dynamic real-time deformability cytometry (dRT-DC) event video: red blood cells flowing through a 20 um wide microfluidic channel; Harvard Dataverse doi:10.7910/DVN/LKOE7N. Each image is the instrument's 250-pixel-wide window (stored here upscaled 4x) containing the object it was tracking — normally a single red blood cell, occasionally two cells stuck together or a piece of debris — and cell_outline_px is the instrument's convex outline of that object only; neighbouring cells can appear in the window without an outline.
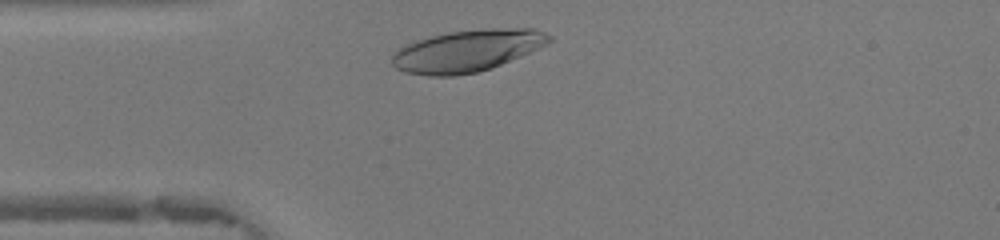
{"species": "human", "species_latin": "Homo sapiens", "temperature_condition": "warm", "stored_images_in_passage": 28, "camera_frame_rate_fps": 3000, "um_per_image_px": 0.085, "donor": {"sex": "female"}, "frame": {"image": 1, "passage_image": 2, "time_ms": 0.333, "image_size_px": [1000, 240], "cell_outline_px": [[552, 40], [548, 44], [492, 68], [476, 72], [452, 76], [428, 76], [404, 72], [396, 68], [392, 64], [392, 56], [400, 48], [416, 40], [448, 32], [484, 28], [532, 28], [544, 32], [552, 36]], "centroid_in_image_um": [39.73, 4.31], "position_along_channel_um": 45.3, "area_um2": 38.26}}
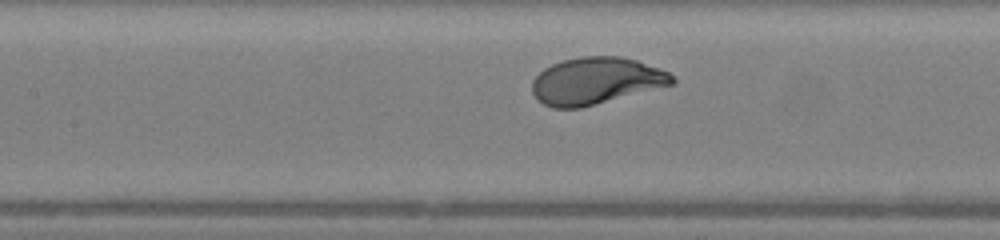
{"frame": {"image": 2, "passage_image": 11, "time_ms": 3.333, "image_size_px": [1000, 240], "cell_outline_px": [[676, 84], [580, 108], [552, 108], [536, 100], [532, 92], [532, 80], [544, 68], [552, 64], [564, 60], [580, 56], [620, 56], [636, 60], [668, 72], [676, 80]], "centroid_in_image_um": [50.64, 6.88], "position_along_channel_um": 156.8, "area_um2": 38.38}}
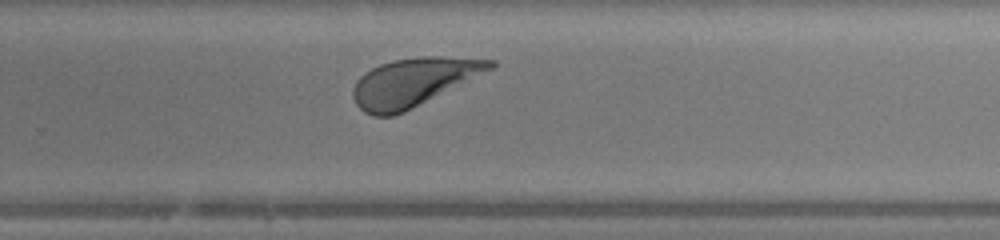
{"frame": {"image": 3, "passage_image": 21, "time_ms": 6.667, "image_size_px": [1000, 240], "cell_outline_px": [[496, 64], [492, 68], [404, 112], [392, 116], [372, 116], [364, 112], [356, 104], [352, 96], [352, 88], [356, 80], [364, 72], [380, 64], [392, 60], [420, 56], [440, 56], [496, 60]], "centroid_in_image_um": [35.06, 6.98], "position_along_channel_um": 294.7, "area_um2": 38.15}, "authors_computed_cell_mechanics": {"area_um2": 38.2058, "velocity_mm_per_s": 4.1504, "shape_relaxation_time_tau1_ms": 1.9128, "shape_relaxation_time_tau2_ms": null, "deformation_change_tau1": 0.163, "deformation_change_tau2": null}}